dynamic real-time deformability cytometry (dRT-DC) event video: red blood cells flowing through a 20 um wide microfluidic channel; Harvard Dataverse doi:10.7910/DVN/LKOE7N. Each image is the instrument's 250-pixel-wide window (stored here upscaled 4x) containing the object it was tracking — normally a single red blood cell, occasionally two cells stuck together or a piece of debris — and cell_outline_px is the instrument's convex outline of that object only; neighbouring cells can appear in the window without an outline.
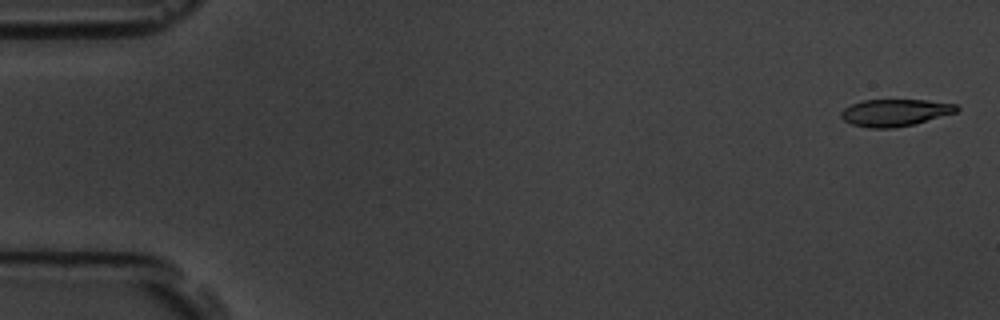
{"species": "common noctule bat (a hibernating species)", "species_latin": "Nyctalus noctula", "temperature_condition": "room temperature", "stored_images_in_passage": 5, "camera_frame_rate_fps": 3000, "um_per_image_px": 0.085, "animal": {"sex": "male", "body_mass_g": 19.5, "forearm_length_mm": 54.6}, "frame": {"image": 1, "passage_image": 1, "time_ms": 0.0, "image_size_px": [1000, 320], "cell_outline_px": [[960, 108], [956, 112], [912, 124], [892, 128], [872, 128], [852, 124], [844, 120], [840, 116], [840, 112], [844, 108], [852, 104], [864, 100], [928, 100], [956, 104]], "centroid_in_image_um": [76.06, 9.56], "position_along_channel_um": 8.9, "area_um2": 17.98}}